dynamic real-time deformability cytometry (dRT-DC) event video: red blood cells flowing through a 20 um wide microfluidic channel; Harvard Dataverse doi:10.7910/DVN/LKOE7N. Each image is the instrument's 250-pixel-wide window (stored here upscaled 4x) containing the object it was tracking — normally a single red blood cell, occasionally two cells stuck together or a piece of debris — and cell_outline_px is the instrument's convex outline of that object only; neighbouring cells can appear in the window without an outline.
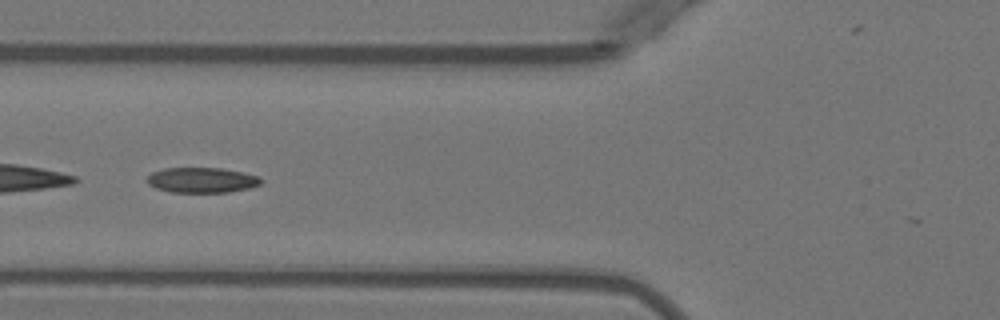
{"species": "Egyptian fruit bat (a non-hibernating species)", "species_latin": "Rousettus aegyptiacus", "temperature_condition": "warm", "stored_images_in_passage": 6, "segment_of_instrument_passage": [2, 2], "camera_frame_rate_fps": 3000, "um_per_image_px": 0.085, "animal": {"sex": "female"}, "frame": {"image": 1, "passage_image": 4, "time_ms": 4.667, "image_size_px": [1000, 320], "cell_outline_px": [[264, 180], [260, 184], [248, 188], [228, 192], [172, 192], [156, 188], [148, 184], [148, 176], [152, 172], [164, 168], [220, 168], [244, 172], [260, 176]], "centroid_in_image_um": [17.19, 15.3], "position_along_channel_um": 108.6, "area_um2": 16.76}}
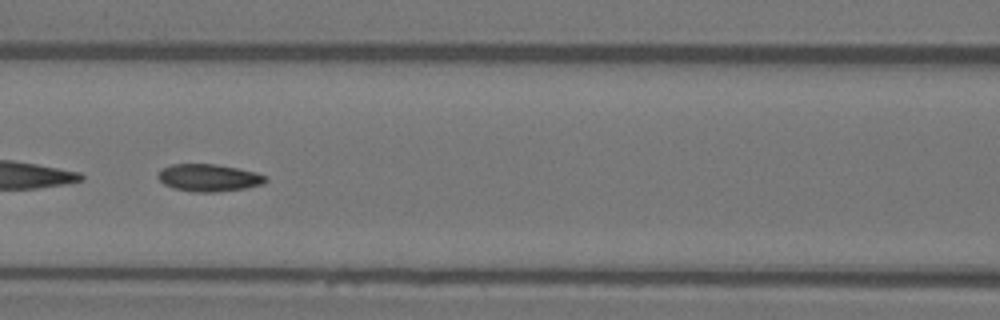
{"frame": {"image": 2, "passage_image": 5, "time_ms": 5.667, "image_size_px": [1000, 320], "cell_outline_px": [[268, 180], [264, 184], [244, 188], [216, 192], [192, 192], [172, 188], [164, 184], [156, 176], [160, 168], [172, 164], [216, 164], [256, 172], [264, 176]], "centroid_in_image_um": [17.7, 15.11], "position_along_channel_um": 148.9, "area_um2": 17.22}}
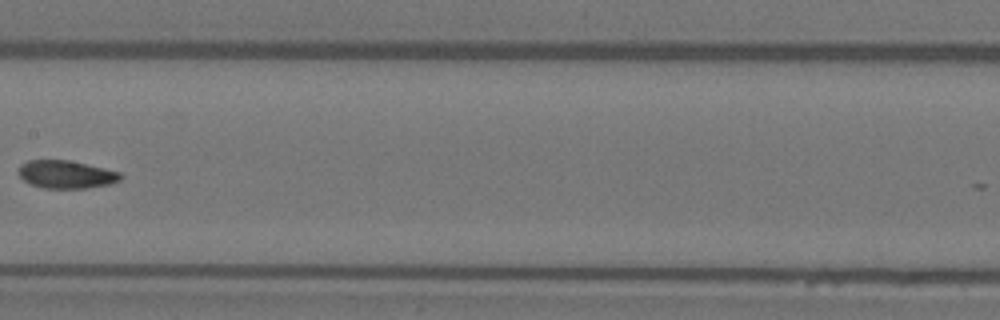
{"frame": {"image": 3, "passage_image": 6, "time_ms": 7.0, "image_size_px": [1000, 320], "cell_outline_px": [[124, 176], [120, 180], [108, 184], [88, 188], [44, 188], [32, 184], [24, 180], [16, 172], [20, 164], [28, 160], [68, 160], [104, 168], [120, 172]], "centroid_in_image_um": [5.61, 14.82], "position_along_channel_um": 201.8, "area_um2": 16.59}}